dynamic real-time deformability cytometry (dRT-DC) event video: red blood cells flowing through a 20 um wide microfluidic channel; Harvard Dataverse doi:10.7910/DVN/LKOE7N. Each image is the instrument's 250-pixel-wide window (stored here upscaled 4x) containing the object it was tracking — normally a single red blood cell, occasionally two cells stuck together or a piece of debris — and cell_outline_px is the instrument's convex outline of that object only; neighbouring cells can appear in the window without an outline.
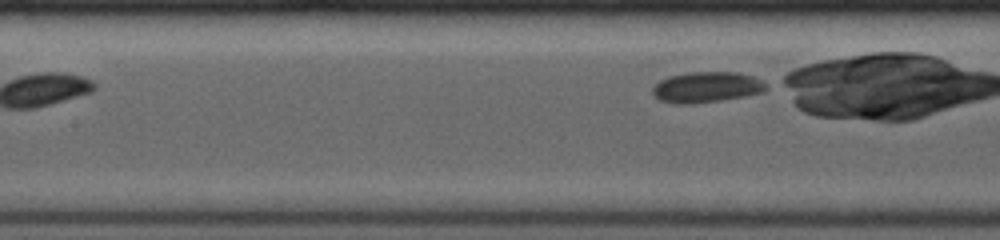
{"species": "common noctule bat (a hibernating species)", "species_latin": "Nyctalus noctula", "temperature_condition": "room temperature", "stored_images_in_passage": 7, "segment_of_instrument_passage": [2, 2], "camera_frame_rate_fps": 4000, "um_per_image_px": 0.085, "animal": {"sex": "female", "body_mass_g": 19.0, "forearm_length_mm": 53.3}, "frame": {"image": 1, "passage_image": 7, "time_ms": 3.5, "image_size_px": [1000, 240], "cell_outline_px": [[768, 88], [764, 92], [744, 96], [720, 100], [692, 104], [672, 104], [660, 100], [652, 92], [652, 88], [660, 80], [668, 76], [688, 72], [736, 72], [752, 76], [768, 84]], "centroid_in_image_um": [60.06, 7.41], "position_along_channel_um": 147.3, "area_um2": 20.4}}